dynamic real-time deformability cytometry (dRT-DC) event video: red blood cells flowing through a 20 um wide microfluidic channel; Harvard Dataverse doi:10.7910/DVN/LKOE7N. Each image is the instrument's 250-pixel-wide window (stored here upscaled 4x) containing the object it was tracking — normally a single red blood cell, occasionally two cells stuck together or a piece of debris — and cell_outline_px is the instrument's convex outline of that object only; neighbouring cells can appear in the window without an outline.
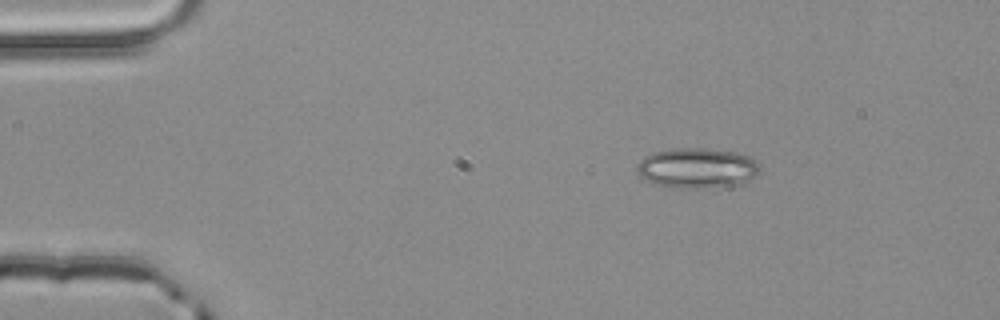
{"species": "common noctule bat (a hibernating species)", "species_latin": "Nyctalus noctula", "temperature_condition": "room temperature", "stored_images_in_passage": 2, "camera_frame_rate_fps": 3000, "um_per_image_px": 0.085, "animal": {"sex": "male", "body_mass_g": 20.4}, "frame": {"image": 1, "passage_image": 1, "time_ms": 0.0, "image_size_px": [1000, 320], "cell_outline_px": [[760, 168], [748, 180], [740, 184], [704, 188], [664, 188], [640, 176], [636, 168], [640, 160], [644, 156], [652, 152], [668, 148], [704, 148], [736, 152], [752, 156], [760, 164]], "centroid_in_image_um": [59.23, 14.27], "position_along_channel_um": 25.8, "area_um2": 29.07}}